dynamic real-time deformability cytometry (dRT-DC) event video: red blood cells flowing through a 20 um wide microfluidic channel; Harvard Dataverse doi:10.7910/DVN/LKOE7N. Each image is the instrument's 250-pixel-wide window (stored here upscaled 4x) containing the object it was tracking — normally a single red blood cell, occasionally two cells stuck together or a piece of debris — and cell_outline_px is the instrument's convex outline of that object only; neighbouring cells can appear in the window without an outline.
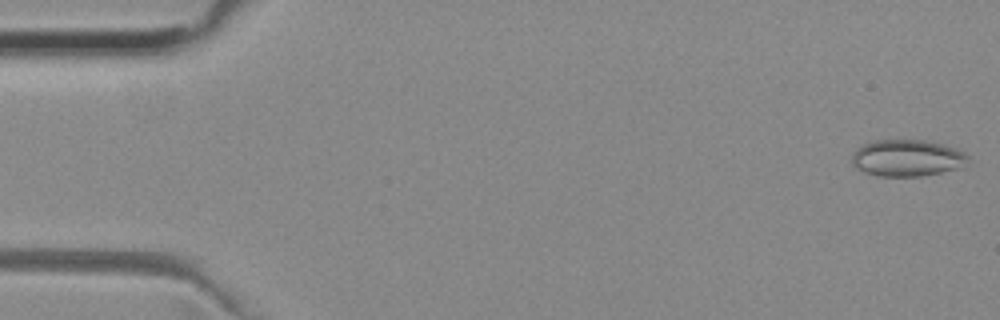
{"species": "common noctule bat (a hibernating species)", "species_latin": "Nyctalus noctula", "temperature_condition": "room temperature", "stored_images_in_passage": 51, "camera_frame_rate_fps": 3000, "um_per_image_px": 0.085, "animal": {"sex": "female", "body_mass_g": 29.2, "forearm_length_mm": 56.3}, "frame": {"image": 1, "passage_image": 1, "time_ms": 0.0, "image_size_px": [1000, 320], "cell_outline_px": [[968, 160], [964, 168], [924, 176], [880, 176], [864, 172], [856, 168], [852, 164], [852, 152], [856, 148], [864, 144], [876, 140], [924, 140], [944, 144], [956, 148], [964, 152], [968, 156]], "centroid_in_image_um": [77.14, 13.44], "position_along_channel_um": 7.9, "area_um2": 25.2}}
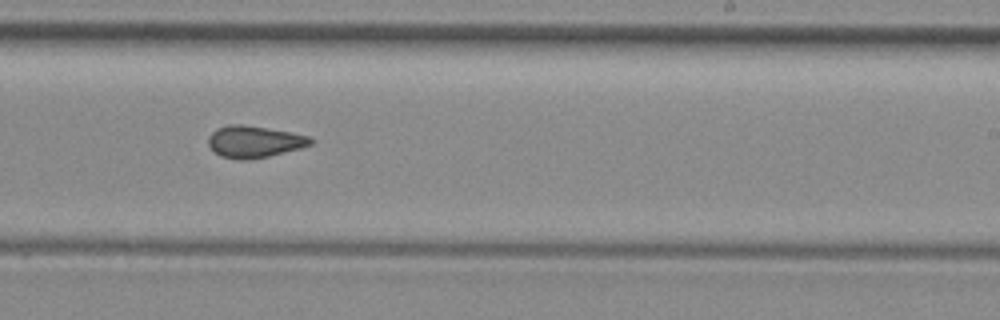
{"frame": {"image": 2, "passage_image": 31, "time_ms": 10.0, "image_size_px": [1000, 320], "cell_outline_px": [[316, 140], [312, 144], [300, 148], [268, 156], [248, 160], [240, 160], [220, 156], [208, 144], [208, 136], [216, 128], [228, 124], [244, 124], [268, 128], [308, 136]], "centroid_in_image_um": [21.6, 12.03], "position_along_channel_um": 267.4, "area_um2": 18.96}}
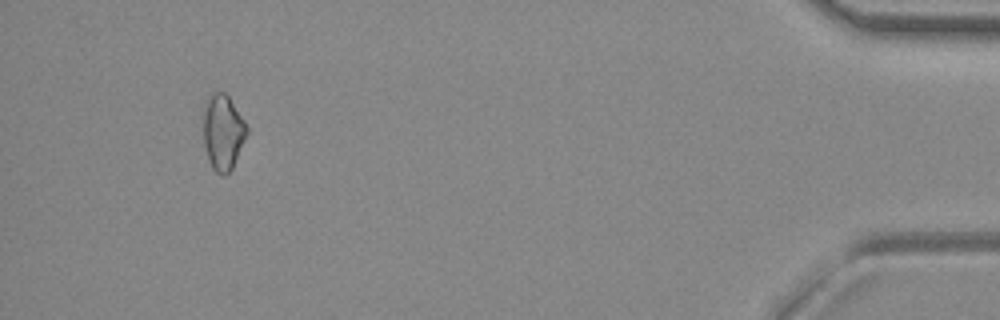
{"frame": {"image": 3, "passage_image": 48, "time_ms": 15.667, "image_size_px": [1000, 320], "cell_outline_px": [[248, 132], [232, 168], [224, 176], [216, 172], [212, 168], [208, 160], [204, 144], [204, 108], [208, 96], [212, 92], [224, 92], [228, 96], [244, 120], [248, 128]], "centroid_in_image_um": [18.94, 11.23], "position_along_channel_um": 416.3, "area_um2": 18.96}}